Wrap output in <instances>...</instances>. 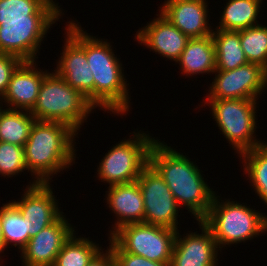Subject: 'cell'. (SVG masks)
I'll use <instances>...</instances> for the list:
<instances>
[{"label":"cell","mask_w":267,"mask_h":266,"mask_svg":"<svg viewBox=\"0 0 267 266\" xmlns=\"http://www.w3.org/2000/svg\"><path fill=\"white\" fill-rule=\"evenodd\" d=\"M86 32L87 62L94 77V107L113 114L127 113L130 107L127 79L122 63L115 56L107 39H98ZM105 40V41H104Z\"/></svg>","instance_id":"obj_3"},{"label":"cell","mask_w":267,"mask_h":266,"mask_svg":"<svg viewBox=\"0 0 267 266\" xmlns=\"http://www.w3.org/2000/svg\"><path fill=\"white\" fill-rule=\"evenodd\" d=\"M244 174L247 173L252 188L267 205V142L241 153Z\"/></svg>","instance_id":"obj_26"},{"label":"cell","mask_w":267,"mask_h":266,"mask_svg":"<svg viewBox=\"0 0 267 266\" xmlns=\"http://www.w3.org/2000/svg\"><path fill=\"white\" fill-rule=\"evenodd\" d=\"M26 170L24 147L0 141V175L10 178Z\"/></svg>","instance_id":"obj_29"},{"label":"cell","mask_w":267,"mask_h":266,"mask_svg":"<svg viewBox=\"0 0 267 266\" xmlns=\"http://www.w3.org/2000/svg\"><path fill=\"white\" fill-rule=\"evenodd\" d=\"M2 104V102H0V112H1V110H2V108H3V106L1 105ZM2 106V107H1Z\"/></svg>","instance_id":"obj_34"},{"label":"cell","mask_w":267,"mask_h":266,"mask_svg":"<svg viewBox=\"0 0 267 266\" xmlns=\"http://www.w3.org/2000/svg\"><path fill=\"white\" fill-rule=\"evenodd\" d=\"M73 233L64 243L53 266H88L93 257L102 249L88 238H76Z\"/></svg>","instance_id":"obj_27"},{"label":"cell","mask_w":267,"mask_h":266,"mask_svg":"<svg viewBox=\"0 0 267 266\" xmlns=\"http://www.w3.org/2000/svg\"><path fill=\"white\" fill-rule=\"evenodd\" d=\"M59 19L0 20V53L35 61L43 38Z\"/></svg>","instance_id":"obj_11"},{"label":"cell","mask_w":267,"mask_h":266,"mask_svg":"<svg viewBox=\"0 0 267 266\" xmlns=\"http://www.w3.org/2000/svg\"><path fill=\"white\" fill-rule=\"evenodd\" d=\"M108 190L106 201L117 217L109 237L124 225L144 222L143 194L137 181L111 185Z\"/></svg>","instance_id":"obj_19"},{"label":"cell","mask_w":267,"mask_h":266,"mask_svg":"<svg viewBox=\"0 0 267 266\" xmlns=\"http://www.w3.org/2000/svg\"><path fill=\"white\" fill-rule=\"evenodd\" d=\"M1 223L3 233V253L9 244L17 246L19 252L33 237V227L29 219L24 218L18 207L11 201L1 206ZM14 243V244H13Z\"/></svg>","instance_id":"obj_23"},{"label":"cell","mask_w":267,"mask_h":266,"mask_svg":"<svg viewBox=\"0 0 267 266\" xmlns=\"http://www.w3.org/2000/svg\"><path fill=\"white\" fill-rule=\"evenodd\" d=\"M50 183H38L34 178L24 189L21 200H12L24 218L33 224V236L54 223L63 212L53 195Z\"/></svg>","instance_id":"obj_15"},{"label":"cell","mask_w":267,"mask_h":266,"mask_svg":"<svg viewBox=\"0 0 267 266\" xmlns=\"http://www.w3.org/2000/svg\"><path fill=\"white\" fill-rule=\"evenodd\" d=\"M137 182L143 194L144 223L178 231L180 207L157 170L149 163Z\"/></svg>","instance_id":"obj_10"},{"label":"cell","mask_w":267,"mask_h":266,"mask_svg":"<svg viewBox=\"0 0 267 266\" xmlns=\"http://www.w3.org/2000/svg\"><path fill=\"white\" fill-rule=\"evenodd\" d=\"M35 120L28 110L2 109L0 112V141L24 147Z\"/></svg>","instance_id":"obj_25"},{"label":"cell","mask_w":267,"mask_h":266,"mask_svg":"<svg viewBox=\"0 0 267 266\" xmlns=\"http://www.w3.org/2000/svg\"><path fill=\"white\" fill-rule=\"evenodd\" d=\"M3 253V233H2V223H1V208H0V254ZM0 257V261H1ZM1 263V262H0ZM1 266V264H0Z\"/></svg>","instance_id":"obj_33"},{"label":"cell","mask_w":267,"mask_h":266,"mask_svg":"<svg viewBox=\"0 0 267 266\" xmlns=\"http://www.w3.org/2000/svg\"><path fill=\"white\" fill-rule=\"evenodd\" d=\"M240 44L249 63L267 70V26L258 24L240 30Z\"/></svg>","instance_id":"obj_28"},{"label":"cell","mask_w":267,"mask_h":266,"mask_svg":"<svg viewBox=\"0 0 267 266\" xmlns=\"http://www.w3.org/2000/svg\"><path fill=\"white\" fill-rule=\"evenodd\" d=\"M181 73L186 76L214 74L216 71L215 46L211 35L190 38L179 59Z\"/></svg>","instance_id":"obj_20"},{"label":"cell","mask_w":267,"mask_h":266,"mask_svg":"<svg viewBox=\"0 0 267 266\" xmlns=\"http://www.w3.org/2000/svg\"><path fill=\"white\" fill-rule=\"evenodd\" d=\"M77 134L64 123L34 121L24 154L27 170L38 183H50L53 175L73 166Z\"/></svg>","instance_id":"obj_2"},{"label":"cell","mask_w":267,"mask_h":266,"mask_svg":"<svg viewBox=\"0 0 267 266\" xmlns=\"http://www.w3.org/2000/svg\"><path fill=\"white\" fill-rule=\"evenodd\" d=\"M77 21L64 27L65 43L54 72L94 106V77L87 62L86 31Z\"/></svg>","instance_id":"obj_9"},{"label":"cell","mask_w":267,"mask_h":266,"mask_svg":"<svg viewBox=\"0 0 267 266\" xmlns=\"http://www.w3.org/2000/svg\"><path fill=\"white\" fill-rule=\"evenodd\" d=\"M214 30L211 36L215 46L216 70L229 71L248 63L240 44V30Z\"/></svg>","instance_id":"obj_22"},{"label":"cell","mask_w":267,"mask_h":266,"mask_svg":"<svg viewBox=\"0 0 267 266\" xmlns=\"http://www.w3.org/2000/svg\"><path fill=\"white\" fill-rule=\"evenodd\" d=\"M157 16L151 22H147V26L139 29L135 38L140 45H145L156 54L176 62L190 38L160 12Z\"/></svg>","instance_id":"obj_16"},{"label":"cell","mask_w":267,"mask_h":266,"mask_svg":"<svg viewBox=\"0 0 267 266\" xmlns=\"http://www.w3.org/2000/svg\"><path fill=\"white\" fill-rule=\"evenodd\" d=\"M53 0H0V20L60 19L64 14Z\"/></svg>","instance_id":"obj_21"},{"label":"cell","mask_w":267,"mask_h":266,"mask_svg":"<svg viewBox=\"0 0 267 266\" xmlns=\"http://www.w3.org/2000/svg\"><path fill=\"white\" fill-rule=\"evenodd\" d=\"M73 226L65 215L31 237L20 251L22 266H53L64 243L73 233Z\"/></svg>","instance_id":"obj_13"},{"label":"cell","mask_w":267,"mask_h":266,"mask_svg":"<svg viewBox=\"0 0 267 266\" xmlns=\"http://www.w3.org/2000/svg\"><path fill=\"white\" fill-rule=\"evenodd\" d=\"M214 73L205 99L258 100L267 88V70L259 64L248 62L233 70H216Z\"/></svg>","instance_id":"obj_12"},{"label":"cell","mask_w":267,"mask_h":266,"mask_svg":"<svg viewBox=\"0 0 267 266\" xmlns=\"http://www.w3.org/2000/svg\"><path fill=\"white\" fill-rule=\"evenodd\" d=\"M22 62L14 55L0 53V100L7 91L13 72Z\"/></svg>","instance_id":"obj_31"},{"label":"cell","mask_w":267,"mask_h":266,"mask_svg":"<svg viewBox=\"0 0 267 266\" xmlns=\"http://www.w3.org/2000/svg\"><path fill=\"white\" fill-rule=\"evenodd\" d=\"M155 141L149 133L133 131L131 138L113 145L99 162V180L109 186L137 181L149 164V153Z\"/></svg>","instance_id":"obj_7"},{"label":"cell","mask_w":267,"mask_h":266,"mask_svg":"<svg viewBox=\"0 0 267 266\" xmlns=\"http://www.w3.org/2000/svg\"><path fill=\"white\" fill-rule=\"evenodd\" d=\"M218 197L220 196H214L209 212L202 222L212 231L219 249L230 244L244 243L267 231L265 213L257 212L255 208L253 210L243 203L229 199L225 201Z\"/></svg>","instance_id":"obj_5"},{"label":"cell","mask_w":267,"mask_h":266,"mask_svg":"<svg viewBox=\"0 0 267 266\" xmlns=\"http://www.w3.org/2000/svg\"><path fill=\"white\" fill-rule=\"evenodd\" d=\"M158 139L149 153V163L162 176L178 206L202 221L208 214L216 193L205 182L203 174L187 155Z\"/></svg>","instance_id":"obj_1"},{"label":"cell","mask_w":267,"mask_h":266,"mask_svg":"<svg viewBox=\"0 0 267 266\" xmlns=\"http://www.w3.org/2000/svg\"><path fill=\"white\" fill-rule=\"evenodd\" d=\"M94 109L86 97L53 71L44 77L30 113L38 121L64 123L78 133Z\"/></svg>","instance_id":"obj_4"},{"label":"cell","mask_w":267,"mask_h":266,"mask_svg":"<svg viewBox=\"0 0 267 266\" xmlns=\"http://www.w3.org/2000/svg\"><path fill=\"white\" fill-rule=\"evenodd\" d=\"M104 252L101 249L89 262L88 266H116L115 258L110 248L107 247Z\"/></svg>","instance_id":"obj_32"},{"label":"cell","mask_w":267,"mask_h":266,"mask_svg":"<svg viewBox=\"0 0 267 266\" xmlns=\"http://www.w3.org/2000/svg\"><path fill=\"white\" fill-rule=\"evenodd\" d=\"M263 0H228L215 29L239 31L258 25Z\"/></svg>","instance_id":"obj_24"},{"label":"cell","mask_w":267,"mask_h":266,"mask_svg":"<svg viewBox=\"0 0 267 266\" xmlns=\"http://www.w3.org/2000/svg\"><path fill=\"white\" fill-rule=\"evenodd\" d=\"M109 248L112 251L116 266H169L170 263L151 261L142 256H137L123 251L110 237Z\"/></svg>","instance_id":"obj_30"},{"label":"cell","mask_w":267,"mask_h":266,"mask_svg":"<svg viewBox=\"0 0 267 266\" xmlns=\"http://www.w3.org/2000/svg\"><path fill=\"white\" fill-rule=\"evenodd\" d=\"M204 105L211 107L212 117L222 135L237 154L244 153L263 144L257 140V100L254 99H205ZM254 134V135H253Z\"/></svg>","instance_id":"obj_6"},{"label":"cell","mask_w":267,"mask_h":266,"mask_svg":"<svg viewBox=\"0 0 267 266\" xmlns=\"http://www.w3.org/2000/svg\"><path fill=\"white\" fill-rule=\"evenodd\" d=\"M176 230L148 223L127 224L110 238L125 252L161 263H170Z\"/></svg>","instance_id":"obj_8"},{"label":"cell","mask_w":267,"mask_h":266,"mask_svg":"<svg viewBox=\"0 0 267 266\" xmlns=\"http://www.w3.org/2000/svg\"><path fill=\"white\" fill-rule=\"evenodd\" d=\"M208 1L165 0L159 12L189 38L212 35L209 24ZM209 25V26H208Z\"/></svg>","instance_id":"obj_17"},{"label":"cell","mask_w":267,"mask_h":266,"mask_svg":"<svg viewBox=\"0 0 267 266\" xmlns=\"http://www.w3.org/2000/svg\"><path fill=\"white\" fill-rule=\"evenodd\" d=\"M202 234L186 233L182 238L176 233L171 262L169 266H217L219 247L212 231L198 221Z\"/></svg>","instance_id":"obj_14"},{"label":"cell","mask_w":267,"mask_h":266,"mask_svg":"<svg viewBox=\"0 0 267 266\" xmlns=\"http://www.w3.org/2000/svg\"><path fill=\"white\" fill-rule=\"evenodd\" d=\"M35 64L36 61H23L13 72L7 91L0 100H4L8 109L30 111L34 107L42 81L49 73L48 70L41 71Z\"/></svg>","instance_id":"obj_18"}]
</instances>
